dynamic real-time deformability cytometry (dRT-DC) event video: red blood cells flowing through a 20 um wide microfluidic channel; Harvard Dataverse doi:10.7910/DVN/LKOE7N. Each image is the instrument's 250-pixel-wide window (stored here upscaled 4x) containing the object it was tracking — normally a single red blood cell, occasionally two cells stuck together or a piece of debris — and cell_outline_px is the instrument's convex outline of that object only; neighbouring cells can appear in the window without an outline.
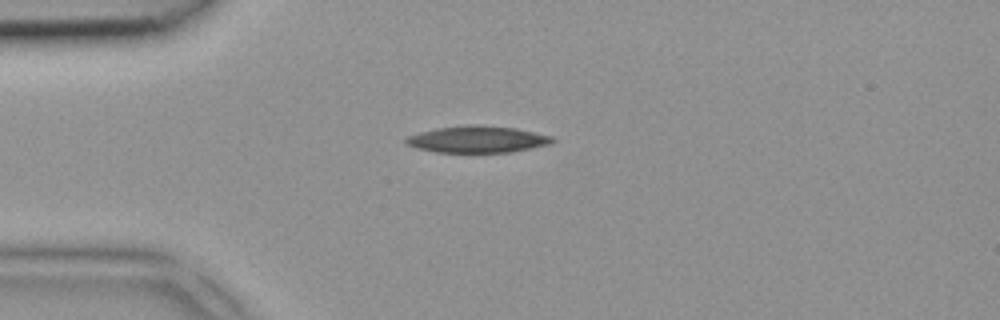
{"species": "common noctule bat (a hibernating species)", "species_latin": "Nyctalus noctula", "temperature_condition": "room temperature", "stored_images_in_passage": 1, "camera_frame_rate_fps": 3000, "um_per_image_px": 0.085, "animal": {"sex": "female", "body_mass_g": 18.4}, "frame": {"image": 1, "passage_image": 1, "time_ms": 0.0, "image_size_px": [1000, 320], "cell_outline_px": [[556, 140], [548, 144], [532, 148], [512, 152], [436, 152], [416, 148], [408, 144], [404, 140], [408, 136], [420, 132], [436, 128], [468, 124], [476, 124], [516, 128], [552, 136]], "centroid_in_image_um": [40.59, 11.83], "position_along_channel_um": 44.4, "area_um2": 22.77}}